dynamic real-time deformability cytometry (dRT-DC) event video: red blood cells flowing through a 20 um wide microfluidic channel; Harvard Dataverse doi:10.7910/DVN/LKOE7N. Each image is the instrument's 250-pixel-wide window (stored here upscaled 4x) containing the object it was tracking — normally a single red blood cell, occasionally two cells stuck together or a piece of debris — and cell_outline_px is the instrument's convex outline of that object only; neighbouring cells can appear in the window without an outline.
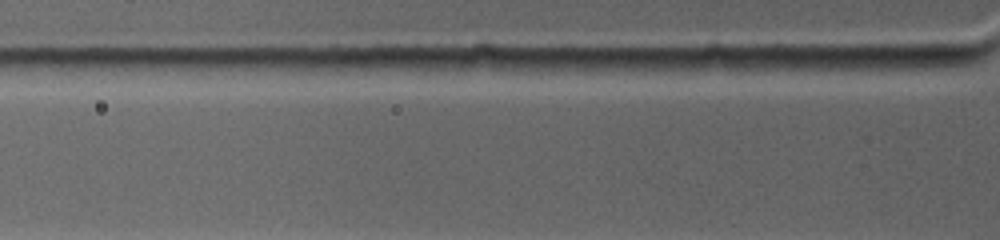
{"species": "common noctule bat (a hibernating species)", "species_latin": "Nyctalus noctula", "temperature_condition": "warm", "stored_images_in_passage": 2, "camera_frame_rate_fps": 4500, "um_per_image_px": 0.085, "animal": {"sex": "female", "body_mass_g": 19.0, "forearm_length_mm": 53.3}, "frame": {"image": 1, "passage_image": 2, "time_ms": 0.444, "image_size_px": [1000, 240], "cell_outline_px": [[976, 60], [968, 64], [940, 68], [880, 72], [852, 68], [868, 56], [968, 56]], "centroid_in_image_um": [77.4, 5.34], "position_along_channel_um": 48.4, "area_um2": 10.46}}